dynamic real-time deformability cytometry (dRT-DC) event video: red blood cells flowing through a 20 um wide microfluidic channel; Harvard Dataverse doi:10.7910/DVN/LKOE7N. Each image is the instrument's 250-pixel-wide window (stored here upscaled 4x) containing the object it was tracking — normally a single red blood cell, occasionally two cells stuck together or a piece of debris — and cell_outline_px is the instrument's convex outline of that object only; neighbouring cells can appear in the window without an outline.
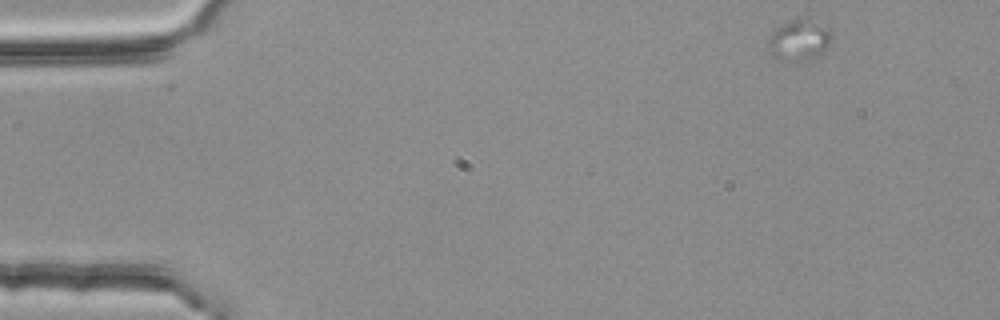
{"species": "common noctule bat (a hibernating species)", "species_latin": "Nyctalus noctula", "temperature_condition": "room temperature", "stored_images_in_passage": 4, "camera_frame_rate_fps": 3000, "um_per_image_px": 0.085, "animal": {"sex": "female", "body_mass_g": 25.1}, "frame": {"image": 1, "passage_image": 1, "time_ms": 0.0, "image_size_px": [1000, 320], "cell_outline_px": [[832, 40], [828, 48], [820, 56], [800, 60], [776, 60], [764, 48], [764, 44], [768, 36], [776, 28], [796, 16], [808, 16], [828, 28], [832, 32]], "centroid_in_image_um": [67.89, 3.37], "position_along_channel_um": 17.1, "area_um2": 16.13}}